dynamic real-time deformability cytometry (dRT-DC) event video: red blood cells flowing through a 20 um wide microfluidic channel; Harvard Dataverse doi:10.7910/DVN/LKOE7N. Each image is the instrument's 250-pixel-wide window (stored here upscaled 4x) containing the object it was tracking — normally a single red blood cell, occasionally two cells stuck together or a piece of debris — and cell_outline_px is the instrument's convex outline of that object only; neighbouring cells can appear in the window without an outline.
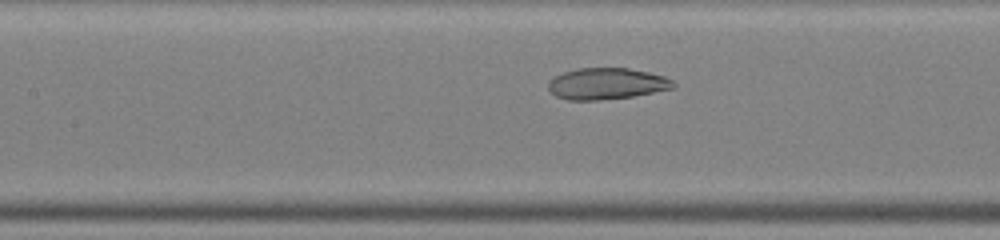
{"species": "common noctule bat (a hibernating species)", "species_latin": "Nyctalus noctula", "temperature_condition": "warm", "stored_images_in_passage": 39, "camera_frame_rate_fps": 3000, "um_per_image_px": 0.085, "animal": {"sex": "male", "body_mass_g": 19.0, "forearm_length_mm": 50.8}, "frame": {"image": 1, "passage_image": 13, "time_ms": 4.0, "image_size_px": [1000, 240], "cell_outline_px": [[676, 88], [632, 96], [596, 100], [568, 100], [556, 96], [548, 88], [548, 80], [564, 72], [580, 68], [628, 68], [648, 72], [664, 76], [672, 80], [676, 84]], "centroid_in_image_um": [51.58, 7.11], "position_along_channel_um": 155.8, "area_um2": 22.77}}
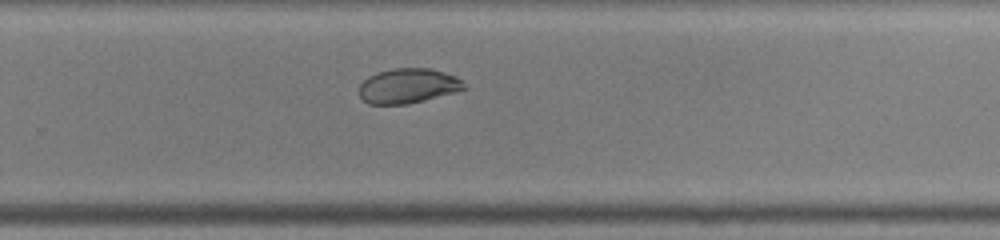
{"frame": {"image": 2, "passage_image": 23, "time_ms": 7.333, "image_size_px": [1000, 240], "cell_outline_px": [[468, 88], [424, 100], [408, 104], [368, 104], [360, 96], [360, 84], [368, 76], [392, 68], [432, 68], [456, 76]], "centroid_in_image_um": [34.68, 7.29], "position_along_channel_um": 295.1, "area_um2": 21.15}}
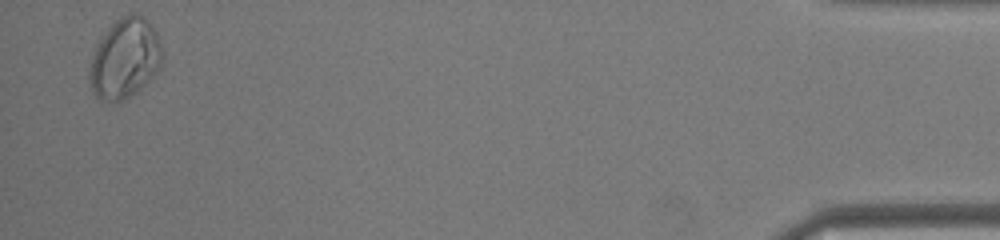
{"frame": {"image": 3, "passage_image": 38, "time_ms": 12.333, "image_size_px": [1000, 240], "cell_outline_px": [[164, 60], [160, 68], [136, 92], [124, 100], [100, 100], [92, 92], [88, 76], [88, 72], [92, 56], [96, 44], [104, 32], [120, 16], [128, 12], [136, 12], [144, 16], [152, 24], [156, 32], [164, 52]], "centroid_in_image_um": [10.63, 4.92], "position_along_channel_um": 424.6, "area_um2": 34.39}}